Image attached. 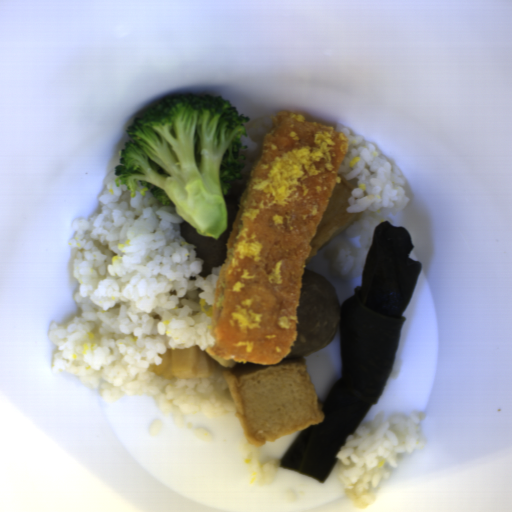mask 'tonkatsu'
<instances>
[{
  "instance_id": "tonkatsu-1",
  "label": "tonkatsu",
  "mask_w": 512,
  "mask_h": 512,
  "mask_svg": "<svg viewBox=\"0 0 512 512\" xmlns=\"http://www.w3.org/2000/svg\"><path fill=\"white\" fill-rule=\"evenodd\" d=\"M348 138L294 112L272 115L225 242L212 308L210 354L272 366L298 338L303 273Z\"/></svg>"
}]
</instances>
